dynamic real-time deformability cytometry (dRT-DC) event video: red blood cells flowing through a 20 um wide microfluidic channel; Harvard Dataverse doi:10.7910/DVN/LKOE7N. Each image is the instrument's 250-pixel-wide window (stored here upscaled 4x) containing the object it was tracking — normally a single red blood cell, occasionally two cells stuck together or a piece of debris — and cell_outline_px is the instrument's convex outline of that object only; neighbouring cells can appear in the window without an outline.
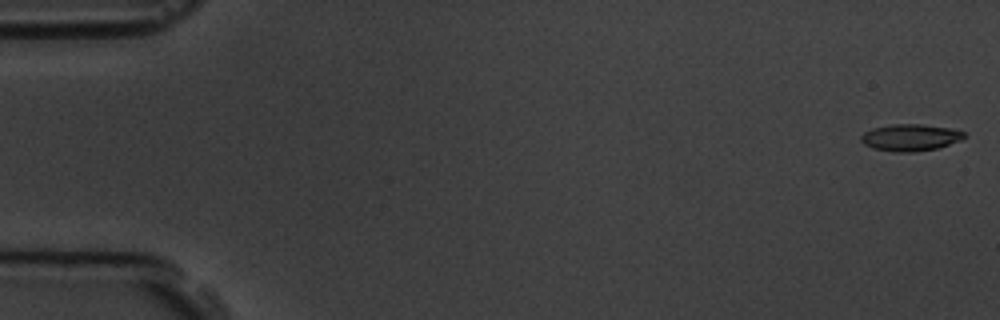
{"species": "common noctule bat (a hibernating species)", "species_latin": "Nyctalus noctula", "temperature_condition": "room temperature", "stored_images_in_passage": 15, "camera_frame_rate_fps": 3000, "um_per_image_px": 0.085, "animal": {"sex": "male", "body_mass_g": 19.5, "forearm_length_mm": 54.6}, "frame": {"image": 1, "passage_image": 1, "time_ms": 0.0, "image_size_px": [1000, 320], "cell_outline_px": [[968, 136], [960, 140], [936, 148], [912, 152], [892, 152], [872, 148], [864, 144], [860, 140], [860, 136], [864, 132], [872, 128], [892, 124], [920, 124], [952, 128], [964, 132]], "centroid_in_image_um": [77.36, 11.68], "position_along_channel_um": 7.6, "area_um2": 16.18}}
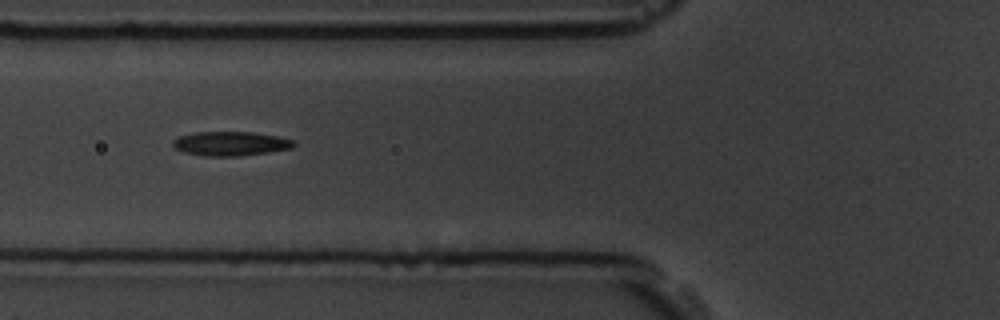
{"frame": {"image": 2, "passage_image": 6, "time_ms": 6.667, "image_size_px": [1000, 320], "cell_outline_px": [[296, 144], [292, 148], [268, 152], [240, 156], [204, 156], [184, 152], [176, 148], [172, 144], [172, 140], [180, 136], [192, 132], [252, 132], [276, 136], [296, 140]], "centroid_in_image_um": [19.61, 12.2], "position_along_channel_um": 106.2, "area_um2": 17.11}}
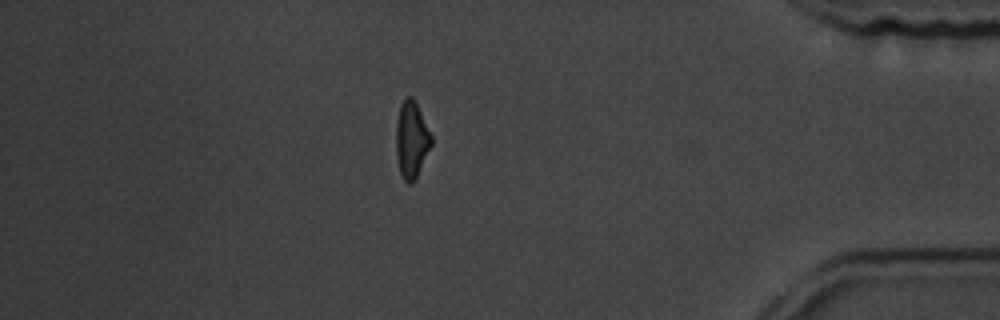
{"frame": {"image": 3, "passage_image": 14, "time_ms": 15.667, "image_size_px": [1000, 320], "cell_outline_px": [[432, 144], [412, 184], [408, 184], [404, 180], [400, 172], [396, 156], [396, 120], [400, 104], [404, 96], [412, 96], [416, 100], [432, 136]], "centroid_in_image_um": [34.97, 11.8], "position_along_channel_um": 400.2, "area_um2": 15.95}, "authors_computed_cell_mechanics": {"area_um2": 16.184, "velocity_mm_per_s": 3.688, "shape_relaxation_time_tau1_ms": 3.0979, "shape_relaxation_time_tau2_ms": null, "deformation_change_tau1": 0.1058, "deformation_change_tau2": null}}